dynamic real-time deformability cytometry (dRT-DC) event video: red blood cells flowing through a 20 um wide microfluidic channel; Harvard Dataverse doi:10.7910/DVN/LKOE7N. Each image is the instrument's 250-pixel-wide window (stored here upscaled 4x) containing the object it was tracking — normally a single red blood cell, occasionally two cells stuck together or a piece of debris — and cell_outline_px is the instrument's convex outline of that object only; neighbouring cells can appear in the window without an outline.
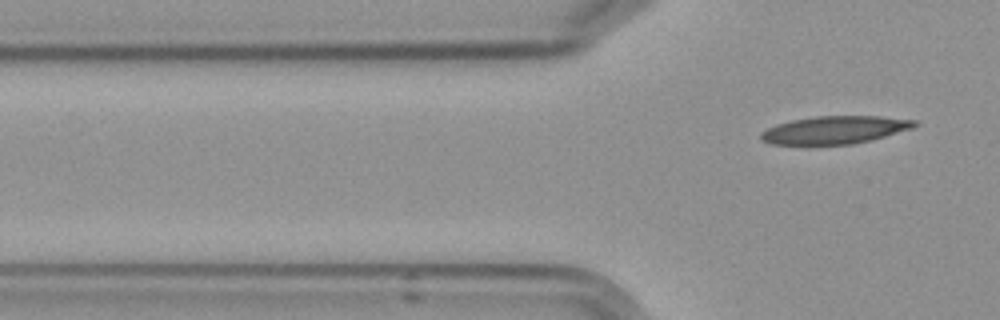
{"species": "Egyptian fruit bat (a non-hibernating species)", "species_latin": "Rousettus aegyptiacus", "temperature_condition": "cold", "stored_images_in_passage": 5, "camera_frame_rate_fps": 3000, "um_per_image_px": 0.085, "frame": {"image": 1, "passage_image": 5, "time_ms": 5.667, "image_size_px": [1000, 320], "cell_outline_px": [[916, 124], [912, 128], [868, 140], [852, 144], [812, 148], [772, 144], [764, 140], [760, 136], [760, 132], [776, 124], [792, 120], [816, 116], [880, 116], [916, 120]], "centroid_in_image_um": [70.84, 11.09], "position_along_channel_um": 55.0, "area_um2": 25.55}}